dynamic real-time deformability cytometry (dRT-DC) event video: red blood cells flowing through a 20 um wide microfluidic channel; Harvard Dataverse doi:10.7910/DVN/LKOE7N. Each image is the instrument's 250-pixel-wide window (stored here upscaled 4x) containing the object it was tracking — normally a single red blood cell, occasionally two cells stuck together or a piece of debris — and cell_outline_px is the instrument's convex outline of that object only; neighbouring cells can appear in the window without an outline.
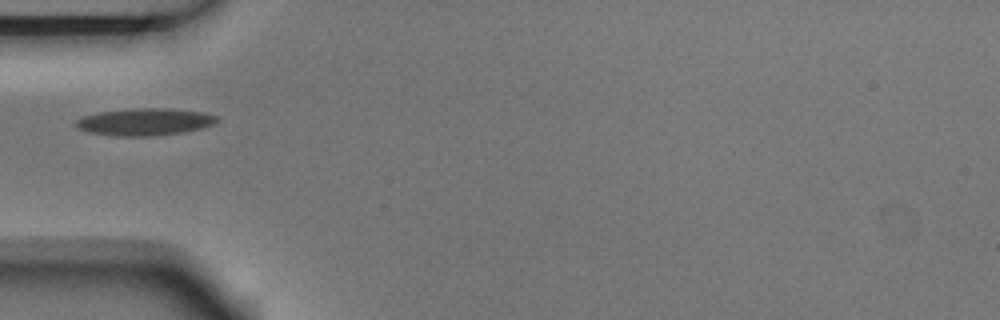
{"species": "Egyptian fruit bat (a non-hibernating species)", "species_latin": "Rousettus aegyptiacus", "temperature_condition": "room temperature", "stored_images_in_passage": 1, "camera_frame_rate_fps": 3000, "um_per_image_px": 0.085, "animal": {"sex": "male"}, "frame": {"image": 1, "passage_image": 1, "time_ms": 0.0, "image_size_px": [1000, 320], "cell_outline_px": [[220, 120], [212, 124], [200, 128], [184, 132], [152, 136], [116, 136], [88, 132], [80, 128], [76, 124], [76, 120], [84, 116], [100, 112], [132, 108], [168, 108], [204, 112], [216, 116]], "centroid_in_image_um": [12.33, 10.35], "position_along_channel_um": 72.7, "area_um2": 22.2}}